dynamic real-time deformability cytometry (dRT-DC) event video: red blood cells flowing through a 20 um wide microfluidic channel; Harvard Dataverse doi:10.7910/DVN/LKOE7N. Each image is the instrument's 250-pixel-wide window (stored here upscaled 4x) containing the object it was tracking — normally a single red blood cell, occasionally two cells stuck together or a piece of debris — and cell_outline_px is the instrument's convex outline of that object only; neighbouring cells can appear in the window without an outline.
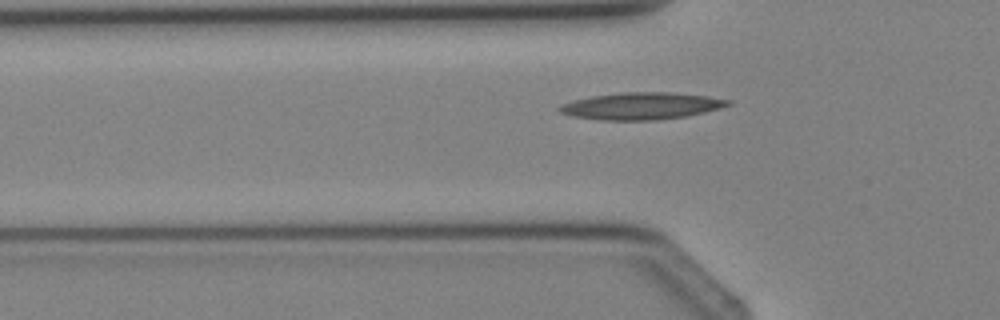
{"species": "Egyptian fruit bat (a non-hibernating species)", "species_latin": "Rousettus aegyptiacus", "temperature_condition": "cold", "stored_images_in_passage": 2, "camera_frame_rate_fps": 3000, "um_per_image_px": 0.085, "animal": {"sex": "female"}, "frame": {"image": 1, "passage_image": 2, "time_ms": 1.333, "image_size_px": [1000, 320], "cell_outline_px": [[732, 104], [720, 108], [704, 112], [684, 116], [656, 120], [600, 120], [572, 116], [560, 112], [556, 108], [560, 104], [592, 96], [620, 92], [668, 92], [708, 96], [732, 100]], "centroid_in_image_um": [54.51, 9.0], "position_along_channel_um": 71.3, "area_um2": 26.47}}